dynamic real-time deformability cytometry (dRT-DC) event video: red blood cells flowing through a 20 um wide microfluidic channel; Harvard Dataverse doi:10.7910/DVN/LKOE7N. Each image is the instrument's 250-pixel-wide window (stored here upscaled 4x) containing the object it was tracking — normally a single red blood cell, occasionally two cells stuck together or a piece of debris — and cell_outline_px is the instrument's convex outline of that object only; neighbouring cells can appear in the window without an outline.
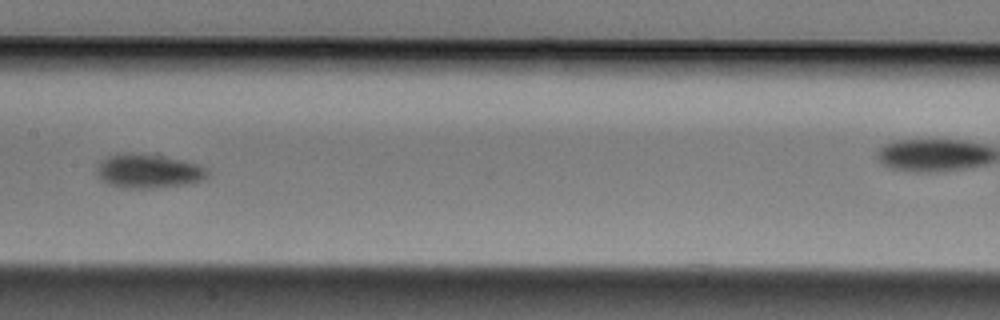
{"species": "Egyptian fruit bat (a non-hibernating species)", "species_latin": "Rousettus aegyptiacus", "temperature_condition": "cold", "stored_images_in_passage": 7, "camera_frame_rate_fps": 3000, "um_per_image_px": 0.085, "animal": {"sex": "male"}, "frame": {"image": 1, "passage_image": 6, "time_ms": 1.667, "image_size_px": [1000, 320], "cell_outline_px": [[208, 180], [188, 184], [152, 188], [120, 188], [108, 184], [100, 180], [96, 176], [96, 168], [100, 160], [108, 156], [120, 152], [140, 152], [164, 156], [184, 160], [200, 164], [208, 168]], "centroid_in_image_um": [12.62, 14.53], "position_along_channel_um": 194.8, "area_um2": 22.89}}